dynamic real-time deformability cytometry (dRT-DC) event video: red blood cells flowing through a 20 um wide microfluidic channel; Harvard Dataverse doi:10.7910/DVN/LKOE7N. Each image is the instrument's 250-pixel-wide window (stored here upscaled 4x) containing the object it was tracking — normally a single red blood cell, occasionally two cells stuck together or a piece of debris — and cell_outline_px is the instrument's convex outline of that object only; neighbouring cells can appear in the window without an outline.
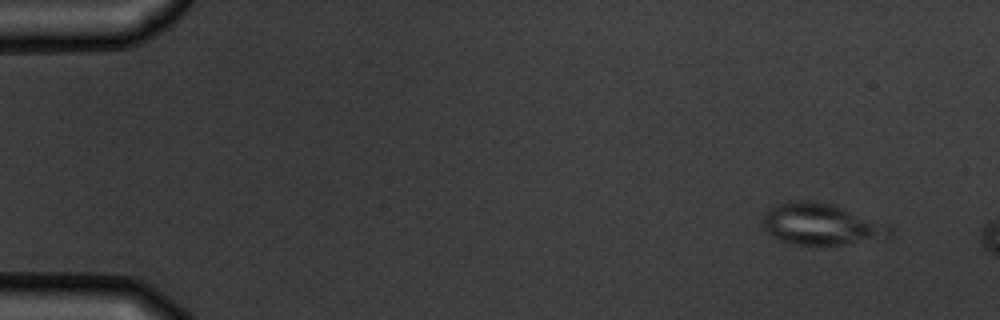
{"species": "common noctule bat (a hibernating species)", "species_latin": "Nyctalus noctula", "temperature_condition": "warm", "stored_images_in_passage": 2, "camera_frame_rate_fps": 3000, "um_per_image_px": 0.085, "animal": {"sex": "male", "body_mass_g": 19.5, "forearm_length_mm": 54.6}, "frame": {"image": 1, "passage_image": 1, "time_ms": 0.0, "image_size_px": [1000, 320], "cell_outline_px": [[892, 236], [888, 240], [840, 244], [792, 244], [780, 240], [772, 236], [768, 232], [764, 224], [764, 216], [772, 208], [780, 204], [800, 200], [808, 200], [836, 204], [892, 224]], "centroid_in_image_um": [70.0, 19.06], "position_along_channel_um": 15.0, "area_um2": 31.15}}